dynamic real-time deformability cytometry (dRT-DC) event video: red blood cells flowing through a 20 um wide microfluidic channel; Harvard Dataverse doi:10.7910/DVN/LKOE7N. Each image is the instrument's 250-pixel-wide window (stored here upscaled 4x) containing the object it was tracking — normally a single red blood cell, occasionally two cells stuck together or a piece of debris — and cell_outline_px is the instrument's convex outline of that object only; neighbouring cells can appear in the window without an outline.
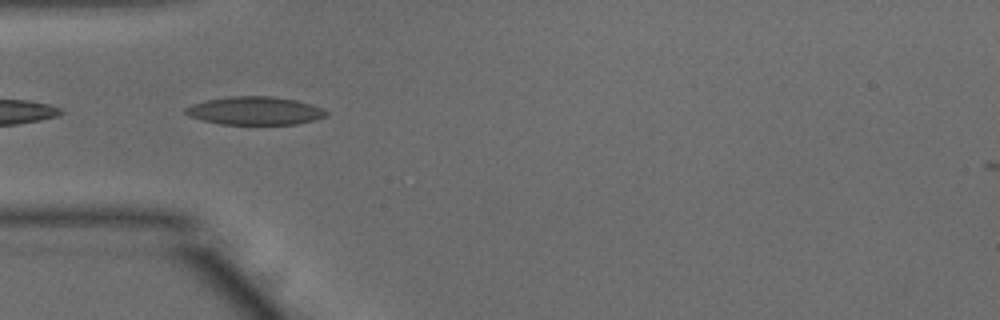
{"species": "common noctule bat (a hibernating species)", "species_latin": "Nyctalus noctula", "temperature_condition": "warm", "stored_images_in_passage": 14, "camera_frame_rate_fps": 3000, "um_per_image_px": 0.085, "animal": {"sex": "male", "body_mass_g": 15.6}, "frame": {"image": 1, "passage_image": 11, "time_ms": 3.333, "image_size_px": [1000, 320], "cell_outline_px": [[328, 116], [296, 124], [220, 124], [188, 116], [184, 112], [184, 108], [192, 104], [208, 100], [228, 96], [272, 96], [296, 100], [324, 108], [328, 112]], "centroid_in_image_um": [21.67, 9.41], "position_along_channel_um": 63.3, "area_um2": 23.06}}